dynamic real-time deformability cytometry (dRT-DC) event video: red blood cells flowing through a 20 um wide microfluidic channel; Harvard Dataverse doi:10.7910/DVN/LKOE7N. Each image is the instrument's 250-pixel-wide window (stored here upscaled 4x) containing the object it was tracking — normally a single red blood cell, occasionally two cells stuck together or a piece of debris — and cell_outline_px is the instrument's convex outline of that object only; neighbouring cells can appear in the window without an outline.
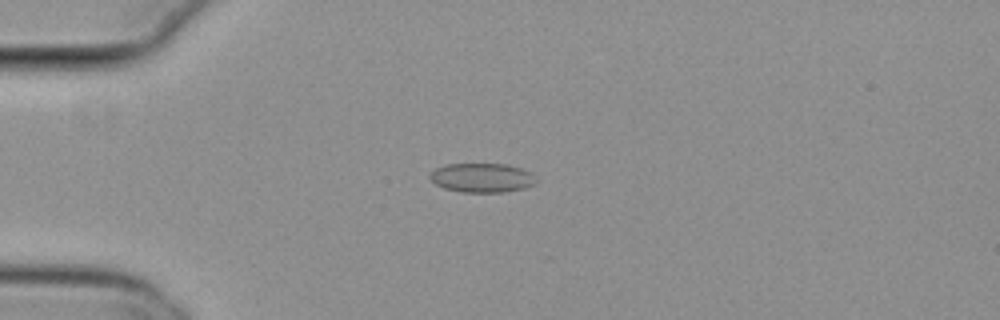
{"species": "common noctule bat (a hibernating species)", "species_latin": "Nyctalus noctula", "temperature_condition": "cold", "stored_images_in_passage": 17, "camera_frame_rate_fps": 3000, "um_per_image_px": 0.085, "animal": {"sex": "female", "body_mass_g": 29.2, "forearm_length_mm": 56.3}, "frame": {"image": 1, "passage_image": 8, "time_ms": 2.333, "image_size_px": [1000, 320], "cell_outline_px": [[536, 184], [524, 188], [504, 192], [464, 192], [444, 188], [436, 184], [428, 176], [436, 168], [448, 164], [508, 164], [532, 172], [536, 176]], "centroid_in_image_um": [41.02, 15.11], "position_along_channel_um": 44.0, "area_um2": 18.09}}
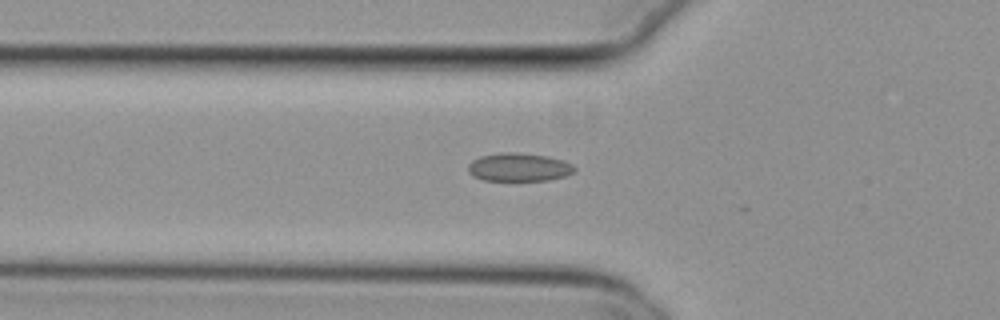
{"frame": {"image": 2, "passage_image": 13, "time_ms": 4.0, "image_size_px": [1000, 320], "cell_outline_px": [[576, 172], [564, 176], [548, 180], [484, 180], [472, 176], [468, 172], [468, 164], [472, 160], [480, 156], [500, 152], [516, 152], [548, 156], [564, 160], [572, 164], [576, 168]], "centroid_in_image_um": [44.11, 14.2], "position_along_channel_um": 81.7, "area_um2": 17.69}}
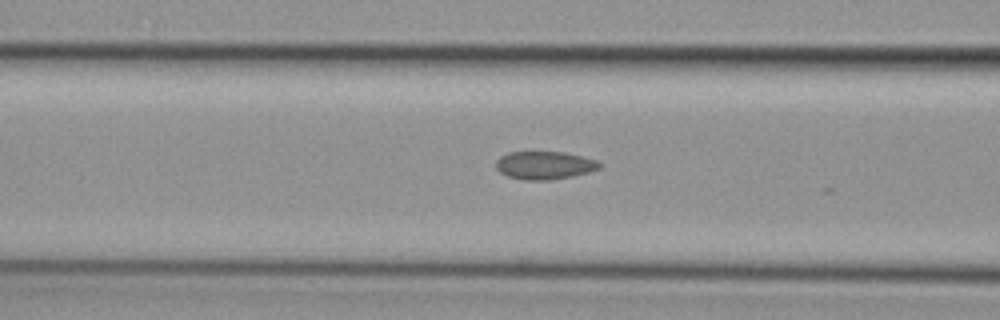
{"frame": {"image": 3, "passage_image": 16, "time_ms": 5.0, "image_size_px": [1000, 320], "cell_outline_px": [[600, 168], [588, 172], [572, 176], [548, 180], [524, 180], [508, 176], [500, 172], [496, 168], [496, 160], [500, 156], [508, 152], [564, 152], [596, 160], [600, 164]], "centroid_in_image_um": [46.25, 14.05], "position_along_channel_um": 120.4, "area_um2": 16.76}}